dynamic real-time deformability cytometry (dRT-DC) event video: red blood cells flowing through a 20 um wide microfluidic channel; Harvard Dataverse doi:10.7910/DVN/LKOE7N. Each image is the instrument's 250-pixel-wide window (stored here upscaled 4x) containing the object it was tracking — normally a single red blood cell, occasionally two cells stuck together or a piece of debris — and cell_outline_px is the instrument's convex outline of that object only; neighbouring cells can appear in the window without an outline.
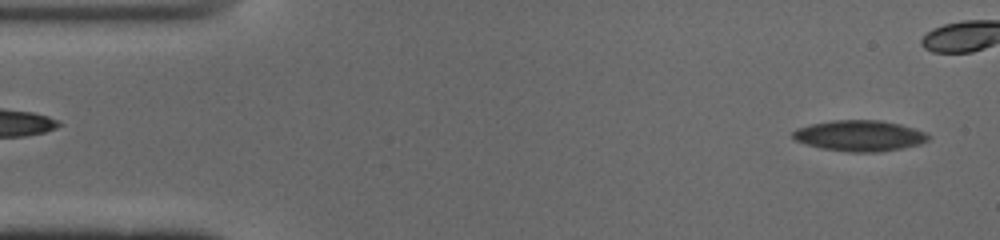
{"species": "common noctule bat (a hibernating species)", "species_latin": "Nyctalus noctula", "temperature_condition": "cold", "stored_images_in_passage": 40, "camera_frame_rate_fps": 3000, "um_per_image_px": 0.085, "animal": {"sex": "male", "body_mass_g": 19.0, "forearm_length_mm": 50.8}, "frame": {"image": 1, "passage_image": 2, "time_ms": 0.333, "image_size_px": [1000, 240], "cell_outline_px": [[928, 140], [920, 144], [904, 148], [876, 152], [848, 152], [824, 148], [808, 144], [796, 140], [792, 136], [792, 132], [796, 128], [812, 124], [832, 120], [880, 120], [900, 124], [924, 132], [928, 136]], "centroid_in_image_um": [73.06, 11.53], "position_along_channel_um": 11.9, "area_um2": 24.1}}
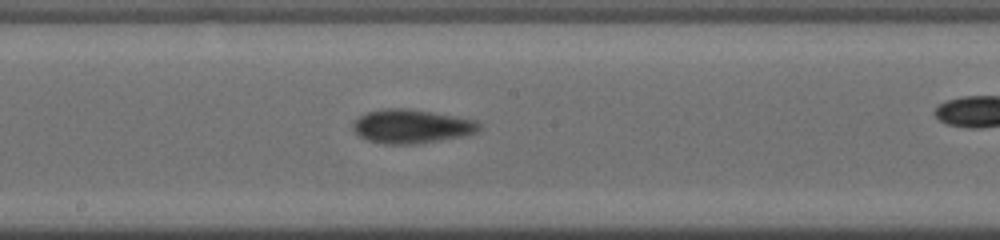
{"frame": {"image": 2, "passage_image": 26, "time_ms": 8.333, "image_size_px": [1000, 240], "cell_outline_px": [[480, 128], [476, 132], [464, 136], [416, 144], [384, 144], [368, 140], [360, 136], [352, 128], [352, 124], [360, 116], [368, 112], [384, 108], [408, 108], [456, 116], [476, 120], [480, 124]], "centroid_in_image_um": [34.99, 10.74], "position_along_channel_um": 213.2, "area_um2": 24.85}}
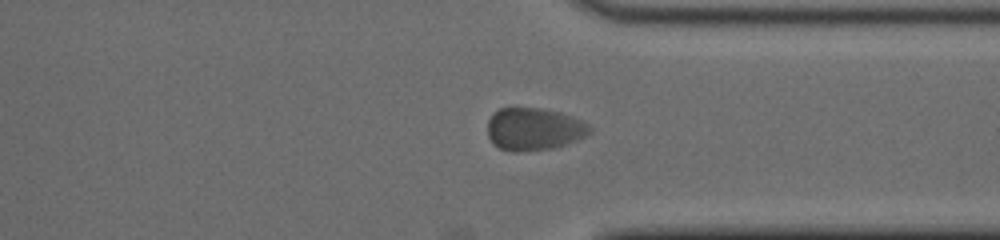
{"frame": {"image": 3, "passage_image": 38, "time_ms": 12.333, "image_size_px": [1000, 240], "cell_outline_px": [[592, 132], [576, 140], [556, 148], [520, 152], [512, 152], [500, 148], [492, 144], [488, 136], [488, 120], [492, 112], [500, 108], [540, 108], [560, 112], [572, 116], [588, 124], [592, 128]], "centroid_in_image_um": [45.36, 10.98], "position_along_channel_um": 366.0, "area_um2": 25.61}}